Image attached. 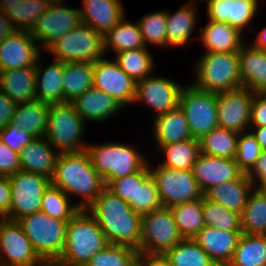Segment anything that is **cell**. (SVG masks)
I'll list each match as a JSON object with an SVG mask.
<instances>
[{
    "label": "cell",
    "mask_w": 266,
    "mask_h": 266,
    "mask_svg": "<svg viewBox=\"0 0 266 266\" xmlns=\"http://www.w3.org/2000/svg\"><path fill=\"white\" fill-rule=\"evenodd\" d=\"M96 219L109 244L140 249L141 215L106 186L87 208Z\"/></svg>",
    "instance_id": "1"
},
{
    "label": "cell",
    "mask_w": 266,
    "mask_h": 266,
    "mask_svg": "<svg viewBox=\"0 0 266 266\" xmlns=\"http://www.w3.org/2000/svg\"><path fill=\"white\" fill-rule=\"evenodd\" d=\"M194 2H188L176 12L171 13L166 11V35H167V46L173 47H183L190 40L193 39L194 30L196 29V24L199 21L197 18V4Z\"/></svg>",
    "instance_id": "29"
},
{
    "label": "cell",
    "mask_w": 266,
    "mask_h": 266,
    "mask_svg": "<svg viewBox=\"0 0 266 266\" xmlns=\"http://www.w3.org/2000/svg\"><path fill=\"white\" fill-rule=\"evenodd\" d=\"M50 4L47 0H21L11 5L5 13L17 30L30 31Z\"/></svg>",
    "instance_id": "42"
},
{
    "label": "cell",
    "mask_w": 266,
    "mask_h": 266,
    "mask_svg": "<svg viewBox=\"0 0 266 266\" xmlns=\"http://www.w3.org/2000/svg\"><path fill=\"white\" fill-rule=\"evenodd\" d=\"M21 170L18 152L11 150L0 139V175L10 176Z\"/></svg>",
    "instance_id": "51"
},
{
    "label": "cell",
    "mask_w": 266,
    "mask_h": 266,
    "mask_svg": "<svg viewBox=\"0 0 266 266\" xmlns=\"http://www.w3.org/2000/svg\"><path fill=\"white\" fill-rule=\"evenodd\" d=\"M21 170L52 178L59 153L43 137H37L18 153Z\"/></svg>",
    "instance_id": "26"
},
{
    "label": "cell",
    "mask_w": 266,
    "mask_h": 266,
    "mask_svg": "<svg viewBox=\"0 0 266 266\" xmlns=\"http://www.w3.org/2000/svg\"><path fill=\"white\" fill-rule=\"evenodd\" d=\"M133 145L117 142L87 145L92 165L107 186L112 180L133 174L148 161Z\"/></svg>",
    "instance_id": "5"
},
{
    "label": "cell",
    "mask_w": 266,
    "mask_h": 266,
    "mask_svg": "<svg viewBox=\"0 0 266 266\" xmlns=\"http://www.w3.org/2000/svg\"><path fill=\"white\" fill-rule=\"evenodd\" d=\"M50 180L70 199L72 195L80 196L81 201L75 205L81 210L87 209L105 187L86 150L59 154Z\"/></svg>",
    "instance_id": "2"
},
{
    "label": "cell",
    "mask_w": 266,
    "mask_h": 266,
    "mask_svg": "<svg viewBox=\"0 0 266 266\" xmlns=\"http://www.w3.org/2000/svg\"><path fill=\"white\" fill-rule=\"evenodd\" d=\"M243 234H266V194L253 187L241 214Z\"/></svg>",
    "instance_id": "37"
},
{
    "label": "cell",
    "mask_w": 266,
    "mask_h": 266,
    "mask_svg": "<svg viewBox=\"0 0 266 266\" xmlns=\"http://www.w3.org/2000/svg\"><path fill=\"white\" fill-rule=\"evenodd\" d=\"M11 206V184L8 176L0 175V218H3Z\"/></svg>",
    "instance_id": "55"
},
{
    "label": "cell",
    "mask_w": 266,
    "mask_h": 266,
    "mask_svg": "<svg viewBox=\"0 0 266 266\" xmlns=\"http://www.w3.org/2000/svg\"><path fill=\"white\" fill-rule=\"evenodd\" d=\"M61 62H96L105 55L104 36L86 24L64 34L47 50Z\"/></svg>",
    "instance_id": "9"
},
{
    "label": "cell",
    "mask_w": 266,
    "mask_h": 266,
    "mask_svg": "<svg viewBox=\"0 0 266 266\" xmlns=\"http://www.w3.org/2000/svg\"><path fill=\"white\" fill-rule=\"evenodd\" d=\"M16 103L0 89V130L12 121Z\"/></svg>",
    "instance_id": "53"
},
{
    "label": "cell",
    "mask_w": 266,
    "mask_h": 266,
    "mask_svg": "<svg viewBox=\"0 0 266 266\" xmlns=\"http://www.w3.org/2000/svg\"><path fill=\"white\" fill-rule=\"evenodd\" d=\"M254 187L266 181V150H263L251 171L247 174Z\"/></svg>",
    "instance_id": "54"
},
{
    "label": "cell",
    "mask_w": 266,
    "mask_h": 266,
    "mask_svg": "<svg viewBox=\"0 0 266 266\" xmlns=\"http://www.w3.org/2000/svg\"><path fill=\"white\" fill-rule=\"evenodd\" d=\"M251 44L263 51H266V26L258 32V35Z\"/></svg>",
    "instance_id": "59"
},
{
    "label": "cell",
    "mask_w": 266,
    "mask_h": 266,
    "mask_svg": "<svg viewBox=\"0 0 266 266\" xmlns=\"http://www.w3.org/2000/svg\"><path fill=\"white\" fill-rule=\"evenodd\" d=\"M197 0H189V2H196ZM199 2H203V0H200Z\"/></svg>",
    "instance_id": "63"
},
{
    "label": "cell",
    "mask_w": 266,
    "mask_h": 266,
    "mask_svg": "<svg viewBox=\"0 0 266 266\" xmlns=\"http://www.w3.org/2000/svg\"><path fill=\"white\" fill-rule=\"evenodd\" d=\"M137 23L146 47L149 44L154 47H167L165 10L145 14Z\"/></svg>",
    "instance_id": "46"
},
{
    "label": "cell",
    "mask_w": 266,
    "mask_h": 266,
    "mask_svg": "<svg viewBox=\"0 0 266 266\" xmlns=\"http://www.w3.org/2000/svg\"><path fill=\"white\" fill-rule=\"evenodd\" d=\"M239 133L217 127L204 135L200 141V152L209 156L234 159Z\"/></svg>",
    "instance_id": "40"
},
{
    "label": "cell",
    "mask_w": 266,
    "mask_h": 266,
    "mask_svg": "<svg viewBox=\"0 0 266 266\" xmlns=\"http://www.w3.org/2000/svg\"><path fill=\"white\" fill-rule=\"evenodd\" d=\"M249 130L253 133L257 142L260 144L262 151L266 150V126L253 127Z\"/></svg>",
    "instance_id": "58"
},
{
    "label": "cell",
    "mask_w": 266,
    "mask_h": 266,
    "mask_svg": "<svg viewBox=\"0 0 266 266\" xmlns=\"http://www.w3.org/2000/svg\"><path fill=\"white\" fill-rule=\"evenodd\" d=\"M35 66L36 71V100L53 104L64 102L63 69L64 62L53 59L49 66L44 67L42 63ZM44 67V68H42Z\"/></svg>",
    "instance_id": "30"
},
{
    "label": "cell",
    "mask_w": 266,
    "mask_h": 266,
    "mask_svg": "<svg viewBox=\"0 0 266 266\" xmlns=\"http://www.w3.org/2000/svg\"><path fill=\"white\" fill-rule=\"evenodd\" d=\"M147 47L116 53L114 59L135 82L152 75L155 62Z\"/></svg>",
    "instance_id": "41"
},
{
    "label": "cell",
    "mask_w": 266,
    "mask_h": 266,
    "mask_svg": "<svg viewBox=\"0 0 266 266\" xmlns=\"http://www.w3.org/2000/svg\"><path fill=\"white\" fill-rule=\"evenodd\" d=\"M73 103L78 114L86 123L107 121L122 108L124 109L114 98L95 87L89 88L79 95Z\"/></svg>",
    "instance_id": "24"
},
{
    "label": "cell",
    "mask_w": 266,
    "mask_h": 266,
    "mask_svg": "<svg viewBox=\"0 0 266 266\" xmlns=\"http://www.w3.org/2000/svg\"><path fill=\"white\" fill-rule=\"evenodd\" d=\"M259 187L266 194V181L263 184H261Z\"/></svg>",
    "instance_id": "61"
},
{
    "label": "cell",
    "mask_w": 266,
    "mask_h": 266,
    "mask_svg": "<svg viewBox=\"0 0 266 266\" xmlns=\"http://www.w3.org/2000/svg\"><path fill=\"white\" fill-rule=\"evenodd\" d=\"M192 172L203 193L225 181L236 179L243 173L235 159L209 156L201 152Z\"/></svg>",
    "instance_id": "19"
},
{
    "label": "cell",
    "mask_w": 266,
    "mask_h": 266,
    "mask_svg": "<svg viewBox=\"0 0 266 266\" xmlns=\"http://www.w3.org/2000/svg\"><path fill=\"white\" fill-rule=\"evenodd\" d=\"M0 266H47L17 221L0 218Z\"/></svg>",
    "instance_id": "13"
},
{
    "label": "cell",
    "mask_w": 266,
    "mask_h": 266,
    "mask_svg": "<svg viewBox=\"0 0 266 266\" xmlns=\"http://www.w3.org/2000/svg\"><path fill=\"white\" fill-rule=\"evenodd\" d=\"M149 170L164 207H172L204 197L192 170L172 169L160 164L154 168L149 164Z\"/></svg>",
    "instance_id": "11"
},
{
    "label": "cell",
    "mask_w": 266,
    "mask_h": 266,
    "mask_svg": "<svg viewBox=\"0 0 266 266\" xmlns=\"http://www.w3.org/2000/svg\"><path fill=\"white\" fill-rule=\"evenodd\" d=\"M170 207H160L141 217L140 256L161 257L181 240Z\"/></svg>",
    "instance_id": "8"
},
{
    "label": "cell",
    "mask_w": 266,
    "mask_h": 266,
    "mask_svg": "<svg viewBox=\"0 0 266 266\" xmlns=\"http://www.w3.org/2000/svg\"><path fill=\"white\" fill-rule=\"evenodd\" d=\"M253 187L247 174L242 173L236 179L211 187L204 193V197L241 215Z\"/></svg>",
    "instance_id": "27"
},
{
    "label": "cell",
    "mask_w": 266,
    "mask_h": 266,
    "mask_svg": "<svg viewBox=\"0 0 266 266\" xmlns=\"http://www.w3.org/2000/svg\"><path fill=\"white\" fill-rule=\"evenodd\" d=\"M139 257L135 248L108 244L84 266H137Z\"/></svg>",
    "instance_id": "45"
},
{
    "label": "cell",
    "mask_w": 266,
    "mask_h": 266,
    "mask_svg": "<svg viewBox=\"0 0 266 266\" xmlns=\"http://www.w3.org/2000/svg\"><path fill=\"white\" fill-rule=\"evenodd\" d=\"M0 139L11 150L19 153L28 143L33 141L35 137L23 129H20L17 125H8L0 130Z\"/></svg>",
    "instance_id": "50"
},
{
    "label": "cell",
    "mask_w": 266,
    "mask_h": 266,
    "mask_svg": "<svg viewBox=\"0 0 266 266\" xmlns=\"http://www.w3.org/2000/svg\"><path fill=\"white\" fill-rule=\"evenodd\" d=\"M0 89L16 104L36 100L35 67L0 71Z\"/></svg>",
    "instance_id": "28"
},
{
    "label": "cell",
    "mask_w": 266,
    "mask_h": 266,
    "mask_svg": "<svg viewBox=\"0 0 266 266\" xmlns=\"http://www.w3.org/2000/svg\"><path fill=\"white\" fill-rule=\"evenodd\" d=\"M262 149L251 131L239 133L235 161L239 169L248 174L255 166Z\"/></svg>",
    "instance_id": "48"
},
{
    "label": "cell",
    "mask_w": 266,
    "mask_h": 266,
    "mask_svg": "<svg viewBox=\"0 0 266 266\" xmlns=\"http://www.w3.org/2000/svg\"><path fill=\"white\" fill-rule=\"evenodd\" d=\"M85 123L73 102L50 104L44 137L59 154L84 151L88 145L82 140Z\"/></svg>",
    "instance_id": "7"
},
{
    "label": "cell",
    "mask_w": 266,
    "mask_h": 266,
    "mask_svg": "<svg viewBox=\"0 0 266 266\" xmlns=\"http://www.w3.org/2000/svg\"><path fill=\"white\" fill-rule=\"evenodd\" d=\"M183 86L164 76L149 75L136 82L133 103L141 102L155 112L154 117L179 106Z\"/></svg>",
    "instance_id": "15"
},
{
    "label": "cell",
    "mask_w": 266,
    "mask_h": 266,
    "mask_svg": "<svg viewBox=\"0 0 266 266\" xmlns=\"http://www.w3.org/2000/svg\"><path fill=\"white\" fill-rule=\"evenodd\" d=\"M227 266H266V234L242 233Z\"/></svg>",
    "instance_id": "35"
},
{
    "label": "cell",
    "mask_w": 266,
    "mask_h": 266,
    "mask_svg": "<svg viewBox=\"0 0 266 266\" xmlns=\"http://www.w3.org/2000/svg\"><path fill=\"white\" fill-rule=\"evenodd\" d=\"M121 0H83L81 23L105 36L124 17Z\"/></svg>",
    "instance_id": "22"
},
{
    "label": "cell",
    "mask_w": 266,
    "mask_h": 266,
    "mask_svg": "<svg viewBox=\"0 0 266 266\" xmlns=\"http://www.w3.org/2000/svg\"><path fill=\"white\" fill-rule=\"evenodd\" d=\"M104 57L93 63V87L102 90L125 108L134 101L136 82L115 59L110 61Z\"/></svg>",
    "instance_id": "16"
},
{
    "label": "cell",
    "mask_w": 266,
    "mask_h": 266,
    "mask_svg": "<svg viewBox=\"0 0 266 266\" xmlns=\"http://www.w3.org/2000/svg\"><path fill=\"white\" fill-rule=\"evenodd\" d=\"M47 1H49L50 3H62L65 0H47Z\"/></svg>",
    "instance_id": "62"
},
{
    "label": "cell",
    "mask_w": 266,
    "mask_h": 266,
    "mask_svg": "<svg viewBox=\"0 0 266 266\" xmlns=\"http://www.w3.org/2000/svg\"><path fill=\"white\" fill-rule=\"evenodd\" d=\"M266 126V93H255L251 103L250 129Z\"/></svg>",
    "instance_id": "52"
},
{
    "label": "cell",
    "mask_w": 266,
    "mask_h": 266,
    "mask_svg": "<svg viewBox=\"0 0 266 266\" xmlns=\"http://www.w3.org/2000/svg\"><path fill=\"white\" fill-rule=\"evenodd\" d=\"M21 0H0V8L3 11H6L8 8H11V5L19 3Z\"/></svg>",
    "instance_id": "60"
},
{
    "label": "cell",
    "mask_w": 266,
    "mask_h": 266,
    "mask_svg": "<svg viewBox=\"0 0 266 266\" xmlns=\"http://www.w3.org/2000/svg\"><path fill=\"white\" fill-rule=\"evenodd\" d=\"M149 161L137 172L112 180L106 187L119 198L128 202L136 212L137 184H140L149 174Z\"/></svg>",
    "instance_id": "47"
},
{
    "label": "cell",
    "mask_w": 266,
    "mask_h": 266,
    "mask_svg": "<svg viewBox=\"0 0 266 266\" xmlns=\"http://www.w3.org/2000/svg\"><path fill=\"white\" fill-rule=\"evenodd\" d=\"M217 101L216 93L200 90L193 84L183 86L179 106L186 116L192 138L199 140L218 127Z\"/></svg>",
    "instance_id": "10"
},
{
    "label": "cell",
    "mask_w": 266,
    "mask_h": 266,
    "mask_svg": "<svg viewBox=\"0 0 266 266\" xmlns=\"http://www.w3.org/2000/svg\"><path fill=\"white\" fill-rule=\"evenodd\" d=\"M18 31L12 21L6 16L5 11L0 8V43L8 36Z\"/></svg>",
    "instance_id": "56"
},
{
    "label": "cell",
    "mask_w": 266,
    "mask_h": 266,
    "mask_svg": "<svg viewBox=\"0 0 266 266\" xmlns=\"http://www.w3.org/2000/svg\"><path fill=\"white\" fill-rule=\"evenodd\" d=\"M145 43L138 23H132L124 17L104 36V51L115 54L132 49L144 48Z\"/></svg>",
    "instance_id": "34"
},
{
    "label": "cell",
    "mask_w": 266,
    "mask_h": 266,
    "mask_svg": "<svg viewBox=\"0 0 266 266\" xmlns=\"http://www.w3.org/2000/svg\"><path fill=\"white\" fill-rule=\"evenodd\" d=\"M202 213L206 226L226 231H242L240 214L205 197L202 198Z\"/></svg>",
    "instance_id": "44"
},
{
    "label": "cell",
    "mask_w": 266,
    "mask_h": 266,
    "mask_svg": "<svg viewBox=\"0 0 266 266\" xmlns=\"http://www.w3.org/2000/svg\"><path fill=\"white\" fill-rule=\"evenodd\" d=\"M162 206L155 181L149 174L140 184H137L136 213L143 216Z\"/></svg>",
    "instance_id": "49"
},
{
    "label": "cell",
    "mask_w": 266,
    "mask_h": 266,
    "mask_svg": "<svg viewBox=\"0 0 266 266\" xmlns=\"http://www.w3.org/2000/svg\"><path fill=\"white\" fill-rule=\"evenodd\" d=\"M81 24L78 8L65 6L62 3H51L47 11L36 21L31 35L39 42L42 52L64 34Z\"/></svg>",
    "instance_id": "14"
},
{
    "label": "cell",
    "mask_w": 266,
    "mask_h": 266,
    "mask_svg": "<svg viewBox=\"0 0 266 266\" xmlns=\"http://www.w3.org/2000/svg\"><path fill=\"white\" fill-rule=\"evenodd\" d=\"M242 231H226L204 226L193 238L217 266H227L232 259Z\"/></svg>",
    "instance_id": "21"
},
{
    "label": "cell",
    "mask_w": 266,
    "mask_h": 266,
    "mask_svg": "<svg viewBox=\"0 0 266 266\" xmlns=\"http://www.w3.org/2000/svg\"><path fill=\"white\" fill-rule=\"evenodd\" d=\"M201 44L206 49L205 52H239L245 42L243 34L228 23L208 20L203 28L198 30Z\"/></svg>",
    "instance_id": "25"
},
{
    "label": "cell",
    "mask_w": 266,
    "mask_h": 266,
    "mask_svg": "<svg viewBox=\"0 0 266 266\" xmlns=\"http://www.w3.org/2000/svg\"><path fill=\"white\" fill-rule=\"evenodd\" d=\"M238 56L242 87L266 93V51L244 42Z\"/></svg>",
    "instance_id": "23"
},
{
    "label": "cell",
    "mask_w": 266,
    "mask_h": 266,
    "mask_svg": "<svg viewBox=\"0 0 266 266\" xmlns=\"http://www.w3.org/2000/svg\"><path fill=\"white\" fill-rule=\"evenodd\" d=\"M193 85L211 93H223L242 87L238 52H204L195 64Z\"/></svg>",
    "instance_id": "6"
},
{
    "label": "cell",
    "mask_w": 266,
    "mask_h": 266,
    "mask_svg": "<svg viewBox=\"0 0 266 266\" xmlns=\"http://www.w3.org/2000/svg\"><path fill=\"white\" fill-rule=\"evenodd\" d=\"M254 94L245 87L217 94L218 127L237 133L248 131Z\"/></svg>",
    "instance_id": "17"
},
{
    "label": "cell",
    "mask_w": 266,
    "mask_h": 266,
    "mask_svg": "<svg viewBox=\"0 0 266 266\" xmlns=\"http://www.w3.org/2000/svg\"><path fill=\"white\" fill-rule=\"evenodd\" d=\"M109 243L87 209L78 212L67 222L65 246L57 266H84Z\"/></svg>",
    "instance_id": "3"
},
{
    "label": "cell",
    "mask_w": 266,
    "mask_h": 266,
    "mask_svg": "<svg viewBox=\"0 0 266 266\" xmlns=\"http://www.w3.org/2000/svg\"><path fill=\"white\" fill-rule=\"evenodd\" d=\"M158 147L165 158L160 165L172 169L192 170L200 154V141L194 138Z\"/></svg>",
    "instance_id": "38"
},
{
    "label": "cell",
    "mask_w": 266,
    "mask_h": 266,
    "mask_svg": "<svg viewBox=\"0 0 266 266\" xmlns=\"http://www.w3.org/2000/svg\"><path fill=\"white\" fill-rule=\"evenodd\" d=\"M49 107L50 104L40 100L19 103L9 125L19 126L35 138L43 137L48 127Z\"/></svg>",
    "instance_id": "32"
},
{
    "label": "cell",
    "mask_w": 266,
    "mask_h": 266,
    "mask_svg": "<svg viewBox=\"0 0 266 266\" xmlns=\"http://www.w3.org/2000/svg\"><path fill=\"white\" fill-rule=\"evenodd\" d=\"M42 49L30 31H16L0 43V71L35 67Z\"/></svg>",
    "instance_id": "18"
},
{
    "label": "cell",
    "mask_w": 266,
    "mask_h": 266,
    "mask_svg": "<svg viewBox=\"0 0 266 266\" xmlns=\"http://www.w3.org/2000/svg\"><path fill=\"white\" fill-rule=\"evenodd\" d=\"M17 222L39 258L47 266L55 264L65 246L67 221L38 211L19 218Z\"/></svg>",
    "instance_id": "4"
},
{
    "label": "cell",
    "mask_w": 266,
    "mask_h": 266,
    "mask_svg": "<svg viewBox=\"0 0 266 266\" xmlns=\"http://www.w3.org/2000/svg\"><path fill=\"white\" fill-rule=\"evenodd\" d=\"M152 128L153 138L158 146L192 138L186 116L180 106L154 117Z\"/></svg>",
    "instance_id": "31"
},
{
    "label": "cell",
    "mask_w": 266,
    "mask_h": 266,
    "mask_svg": "<svg viewBox=\"0 0 266 266\" xmlns=\"http://www.w3.org/2000/svg\"><path fill=\"white\" fill-rule=\"evenodd\" d=\"M8 177L11 184V206L3 218L17 221L25 215L40 211L42 195L51 183L50 178L24 170Z\"/></svg>",
    "instance_id": "12"
},
{
    "label": "cell",
    "mask_w": 266,
    "mask_h": 266,
    "mask_svg": "<svg viewBox=\"0 0 266 266\" xmlns=\"http://www.w3.org/2000/svg\"><path fill=\"white\" fill-rule=\"evenodd\" d=\"M138 266H169L161 257L140 256Z\"/></svg>",
    "instance_id": "57"
},
{
    "label": "cell",
    "mask_w": 266,
    "mask_h": 266,
    "mask_svg": "<svg viewBox=\"0 0 266 266\" xmlns=\"http://www.w3.org/2000/svg\"><path fill=\"white\" fill-rule=\"evenodd\" d=\"M71 201L70 197L60 188L50 183L43 192L40 211L50 217L68 222L80 210Z\"/></svg>",
    "instance_id": "43"
},
{
    "label": "cell",
    "mask_w": 266,
    "mask_h": 266,
    "mask_svg": "<svg viewBox=\"0 0 266 266\" xmlns=\"http://www.w3.org/2000/svg\"><path fill=\"white\" fill-rule=\"evenodd\" d=\"M161 258L169 266H217L194 239H182Z\"/></svg>",
    "instance_id": "36"
},
{
    "label": "cell",
    "mask_w": 266,
    "mask_h": 266,
    "mask_svg": "<svg viewBox=\"0 0 266 266\" xmlns=\"http://www.w3.org/2000/svg\"><path fill=\"white\" fill-rule=\"evenodd\" d=\"M170 209L183 239H193L205 226L202 198L174 205Z\"/></svg>",
    "instance_id": "39"
},
{
    "label": "cell",
    "mask_w": 266,
    "mask_h": 266,
    "mask_svg": "<svg viewBox=\"0 0 266 266\" xmlns=\"http://www.w3.org/2000/svg\"><path fill=\"white\" fill-rule=\"evenodd\" d=\"M93 63L64 62V102H73L79 95L93 87Z\"/></svg>",
    "instance_id": "33"
},
{
    "label": "cell",
    "mask_w": 266,
    "mask_h": 266,
    "mask_svg": "<svg viewBox=\"0 0 266 266\" xmlns=\"http://www.w3.org/2000/svg\"><path fill=\"white\" fill-rule=\"evenodd\" d=\"M211 21L225 22L243 33L259 10V0H205Z\"/></svg>",
    "instance_id": "20"
}]
</instances>
